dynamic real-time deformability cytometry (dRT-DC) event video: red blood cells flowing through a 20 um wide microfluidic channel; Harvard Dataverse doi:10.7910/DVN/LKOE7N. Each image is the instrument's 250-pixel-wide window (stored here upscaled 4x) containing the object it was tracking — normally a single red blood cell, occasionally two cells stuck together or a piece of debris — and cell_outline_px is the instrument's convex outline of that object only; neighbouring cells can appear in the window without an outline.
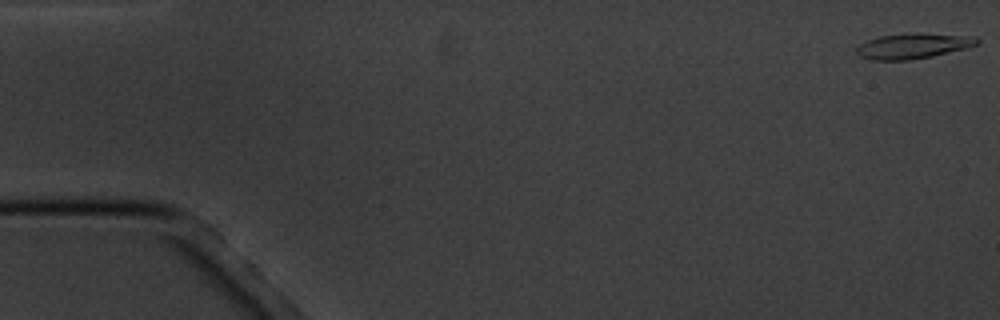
{"species": "common noctule bat (a hibernating species)", "species_latin": "Nyctalus noctula", "temperature_condition": "cold", "stored_images_in_passage": 4, "camera_frame_rate_fps": 3000, "um_per_image_px": 0.085, "animal": {"sex": "male", "body_mass_g": 20.1, "forearm_length_mm": 53.5}, "frame": {"image": 1, "passage_image": 1, "time_ms": 0.0, "image_size_px": [1000, 320], "cell_outline_px": [[980, 40], [976, 44], [968, 48], [932, 56], [908, 60], [872, 60], [860, 56], [856, 52], [856, 48], [860, 44], [868, 40], [880, 36], [976, 36]], "centroid_in_image_um": [77.57, 3.97], "position_along_channel_um": 7.4, "area_um2": 16.53}}
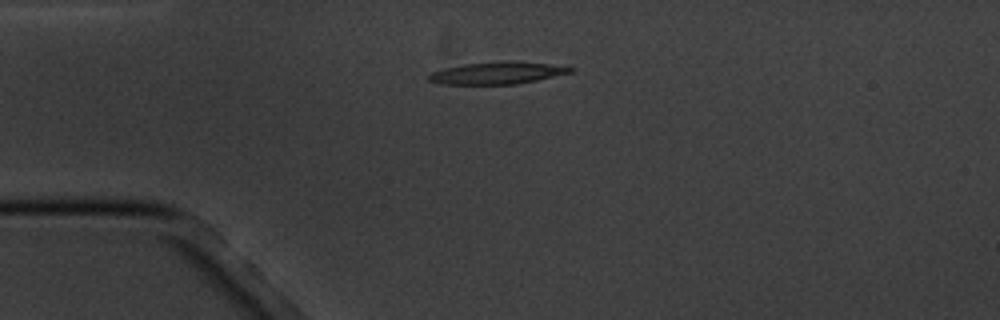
{"frame": {"image": 2, "passage_image": 4, "time_ms": 4.333, "image_size_px": [1000, 320], "cell_outline_px": [[572, 72], [536, 80], [516, 84], [440, 84], [428, 80], [428, 76], [432, 72], [444, 68], [464, 64], [500, 60], [516, 60], [548, 64], [572, 68]], "centroid_in_image_um": [42.22, 6.19], "position_along_channel_um": 42.8, "area_um2": 18.26}}